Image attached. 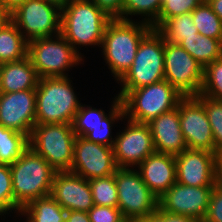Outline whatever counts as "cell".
<instances>
[{
    "label": "cell",
    "mask_w": 222,
    "mask_h": 222,
    "mask_svg": "<svg viewBox=\"0 0 222 222\" xmlns=\"http://www.w3.org/2000/svg\"><path fill=\"white\" fill-rule=\"evenodd\" d=\"M151 26L135 21L111 19L104 31L103 55L108 68L117 81L130 69L142 38Z\"/></svg>",
    "instance_id": "obj_1"
},
{
    "label": "cell",
    "mask_w": 222,
    "mask_h": 222,
    "mask_svg": "<svg viewBox=\"0 0 222 222\" xmlns=\"http://www.w3.org/2000/svg\"><path fill=\"white\" fill-rule=\"evenodd\" d=\"M111 19L92 0H70L61 9L60 34L78 53L76 45L101 47L105 28Z\"/></svg>",
    "instance_id": "obj_2"
},
{
    "label": "cell",
    "mask_w": 222,
    "mask_h": 222,
    "mask_svg": "<svg viewBox=\"0 0 222 222\" xmlns=\"http://www.w3.org/2000/svg\"><path fill=\"white\" fill-rule=\"evenodd\" d=\"M9 167L14 202L20 209L32 200L50 195L57 171L30 147Z\"/></svg>",
    "instance_id": "obj_3"
},
{
    "label": "cell",
    "mask_w": 222,
    "mask_h": 222,
    "mask_svg": "<svg viewBox=\"0 0 222 222\" xmlns=\"http://www.w3.org/2000/svg\"><path fill=\"white\" fill-rule=\"evenodd\" d=\"M118 97L124 106L125 119L148 124L176 108L183 95L164 79L134 90H121Z\"/></svg>",
    "instance_id": "obj_4"
},
{
    "label": "cell",
    "mask_w": 222,
    "mask_h": 222,
    "mask_svg": "<svg viewBox=\"0 0 222 222\" xmlns=\"http://www.w3.org/2000/svg\"><path fill=\"white\" fill-rule=\"evenodd\" d=\"M70 78H39L36 93V124H72L81 103Z\"/></svg>",
    "instance_id": "obj_5"
},
{
    "label": "cell",
    "mask_w": 222,
    "mask_h": 222,
    "mask_svg": "<svg viewBox=\"0 0 222 222\" xmlns=\"http://www.w3.org/2000/svg\"><path fill=\"white\" fill-rule=\"evenodd\" d=\"M75 138L72 124H35L29 137V147L57 172L70 171Z\"/></svg>",
    "instance_id": "obj_6"
},
{
    "label": "cell",
    "mask_w": 222,
    "mask_h": 222,
    "mask_svg": "<svg viewBox=\"0 0 222 222\" xmlns=\"http://www.w3.org/2000/svg\"><path fill=\"white\" fill-rule=\"evenodd\" d=\"M27 56L39 78L68 77L65 71L83 61L61 34L29 41Z\"/></svg>",
    "instance_id": "obj_7"
},
{
    "label": "cell",
    "mask_w": 222,
    "mask_h": 222,
    "mask_svg": "<svg viewBox=\"0 0 222 222\" xmlns=\"http://www.w3.org/2000/svg\"><path fill=\"white\" fill-rule=\"evenodd\" d=\"M164 42L153 28L142 38L132 66L119 80L121 90H134L164 80Z\"/></svg>",
    "instance_id": "obj_8"
},
{
    "label": "cell",
    "mask_w": 222,
    "mask_h": 222,
    "mask_svg": "<svg viewBox=\"0 0 222 222\" xmlns=\"http://www.w3.org/2000/svg\"><path fill=\"white\" fill-rule=\"evenodd\" d=\"M118 194V208L124 218L147 217L158 208V197L132 168H118L114 174Z\"/></svg>",
    "instance_id": "obj_9"
},
{
    "label": "cell",
    "mask_w": 222,
    "mask_h": 222,
    "mask_svg": "<svg viewBox=\"0 0 222 222\" xmlns=\"http://www.w3.org/2000/svg\"><path fill=\"white\" fill-rule=\"evenodd\" d=\"M204 67L179 44L164 42V79L183 96H197Z\"/></svg>",
    "instance_id": "obj_10"
},
{
    "label": "cell",
    "mask_w": 222,
    "mask_h": 222,
    "mask_svg": "<svg viewBox=\"0 0 222 222\" xmlns=\"http://www.w3.org/2000/svg\"><path fill=\"white\" fill-rule=\"evenodd\" d=\"M9 19L28 42L60 34L61 9L44 0H27Z\"/></svg>",
    "instance_id": "obj_11"
},
{
    "label": "cell",
    "mask_w": 222,
    "mask_h": 222,
    "mask_svg": "<svg viewBox=\"0 0 222 222\" xmlns=\"http://www.w3.org/2000/svg\"><path fill=\"white\" fill-rule=\"evenodd\" d=\"M117 169L113 147L76 136L70 172L91 180L113 175Z\"/></svg>",
    "instance_id": "obj_12"
},
{
    "label": "cell",
    "mask_w": 222,
    "mask_h": 222,
    "mask_svg": "<svg viewBox=\"0 0 222 222\" xmlns=\"http://www.w3.org/2000/svg\"><path fill=\"white\" fill-rule=\"evenodd\" d=\"M177 107L187 148L215 153L212 129L203 103L196 96H183Z\"/></svg>",
    "instance_id": "obj_13"
},
{
    "label": "cell",
    "mask_w": 222,
    "mask_h": 222,
    "mask_svg": "<svg viewBox=\"0 0 222 222\" xmlns=\"http://www.w3.org/2000/svg\"><path fill=\"white\" fill-rule=\"evenodd\" d=\"M127 127L115 137L114 158L118 168L137 167L155 152L149 124L127 119Z\"/></svg>",
    "instance_id": "obj_14"
},
{
    "label": "cell",
    "mask_w": 222,
    "mask_h": 222,
    "mask_svg": "<svg viewBox=\"0 0 222 222\" xmlns=\"http://www.w3.org/2000/svg\"><path fill=\"white\" fill-rule=\"evenodd\" d=\"M213 188L186 186L176 182L158 198V206L168 213L189 216L195 220L204 219Z\"/></svg>",
    "instance_id": "obj_15"
},
{
    "label": "cell",
    "mask_w": 222,
    "mask_h": 222,
    "mask_svg": "<svg viewBox=\"0 0 222 222\" xmlns=\"http://www.w3.org/2000/svg\"><path fill=\"white\" fill-rule=\"evenodd\" d=\"M36 119L35 89L0 92V125L30 137Z\"/></svg>",
    "instance_id": "obj_16"
},
{
    "label": "cell",
    "mask_w": 222,
    "mask_h": 222,
    "mask_svg": "<svg viewBox=\"0 0 222 222\" xmlns=\"http://www.w3.org/2000/svg\"><path fill=\"white\" fill-rule=\"evenodd\" d=\"M215 153L187 148L175 156L176 182L194 187H214Z\"/></svg>",
    "instance_id": "obj_17"
},
{
    "label": "cell",
    "mask_w": 222,
    "mask_h": 222,
    "mask_svg": "<svg viewBox=\"0 0 222 222\" xmlns=\"http://www.w3.org/2000/svg\"><path fill=\"white\" fill-rule=\"evenodd\" d=\"M50 196L66 211L88 212L94 206L89 180L70 171L55 173Z\"/></svg>",
    "instance_id": "obj_18"
},
{
    "label": "cell",
    "mask_w": 222,
    "mask_h": 222,
    "mask_svg": "<svg viewBox=\"0 0 222 222\" xmlns=\"http://www.w3.org/2000/svg\"><path fill=\"white\" fill-rule=\"evenodd\" d=\"M155 152L176 156L187 149L178 107L161 114L148 123Z\"/></svg>",
    "instance_id": "obj_19"
},
{
    "label": "cell",
    "mask_w": 222,
    "mask_h": 222,
    "mask_svg": "<svg viewBox=\"0 0 222 222\" xmlns=\"http://www.w3.org/2000/svg\"><path fill=\"white\" fill-rule=\"evenodd\" d=\"M137 168L141 179L158 198L176 183V160L173 155L154 152Z\"/></svg>",
    "instance_id": "obj_20"
},
{
    "label": "cell",
    "mask_w": 222,
    "mask_h": 222,
    "mask_svg": "<svg viewBox=\"0 0 222 222\" xmlns=\"http://www.w3.org/2000/svg\"><path fill=\"white\" fill-rule=\"evenodd\" d=\"M39 81L29 57L0 64V92L11 93L36 89Z\"/></svg>",
    "instance_id": "obj_21"
},
{
    "label": "cell",
    "mask_w": 222,
    "mask_h": 222,
    "mask_svg": "<svg viewBox=\"0 0 222 222\" xmlns=\"http://www.w3.org/2000/svg\"><path fill=\"white\" fill-rule=\"evenodd\" d=\"M28 41L15 24L8 19L0 28V64L27 57Z\"/></svg>",
    "instance_id": "obj_22"
},
{
    "label": "cell",
    "mask_w": 222,
    "mask_h": 222,
    "mask_svg": "<svg viewBox=\"0 0 222 222\" xmlns=\"http://www.w3.org/2000/svg\"><path fill=\"white\" fill-rule=\"evenodd\" d=\"M26 222H65L67 211L50 195L26 204L20 212Z\"/></svg>",
    "instance_id": "obj_23"
},
{
    "label": "cell",
    "mask_w": 222,
    "mask_h": 222,
    "mask_svg": "<svg viewBox=\"0 0 222 222\" xmlns=\"http://www.w3.org/2000/svg\"><path fill=\"white\" fill-rule=\"evenodd\" d=\"M179 45L203 67L222 57V40L213 39L201 34L185 38Z\"/></svg>",
    "instance_id": "obj_24"
},
{
    "label": "cell",
    "mask_w": 222,
    "mask_h": 222,
    "mask_svg": "<svg viewBox=\"0 0 222 222\" xmlns=\"http://www.w3.org/2000/svg\"><path fill=\"white\" fill-rule=\"evenodd\" d=\"M29 147V137L0 125V164L11 165L19 160Z\"/></svg>",
    "instance_id": "obj_25"
},
{
    "label": "cell",
    "mask_w": 222,
    "mask_h": 222,
    "mask_svg": "<svg viewBox=\"0 0 222 222\" xmlns=\"http://www.w3.org/2000/svg\"><path fill=\"white\" fill-rule=\"evenodd\" d=\"M156 30L165 41L173 44H179L183 39L199 34L193 23L191 12L167 18Z\"/></svg>",
    "instance_id": "obj_26"
},
{
    "label": "cell",
    "mask_w": 222,
    "mask_h": 222,
    "mask_svg": "<svg viewBox=\"0 0 222 222\" xmlns=\"http://www.w3.org/2000/svg\"><path fill=\"white\" fill-rule=\"evenodd\" d=\"M124 118V106L120 98L115 96L109 114H106L103 120L97 126L93 127L84 138L101 145L113 147L116 138H112L111 136L112 124H114L115 120H123Z\"/></svg>",
    "instance_id": "obj_27"
},
{
    "label": "cell",
    "mask_w": 222,
    "mask_h": 222,
    "mask_svg": "<svg viewBox=\"0 0 222 222\" xmlns=\"http://www.w3.org/2000/svg\"><path fill=\"white\" fill-rule=\"evenodd\" d=\"M161 8L162 0H125L122 8V20L133 21L128 18L129 15L145 16L141 22L157 29Z\"/></svg>",
    "instance_id": "obj_28"
},
{
    "label": "cell",
    "mask_w": 222,
    "mask_h": 222,
    "mask_svg": "<svg viewBox=\"0 0 222 222\" xmlns=\"http://www.w3.org/2000/svg\"><path fill=\"white\" fill-rule=\"evenodd\" d=\"M191 13L193 23L197 27L199 34L222 40V20L213 12L206 1L196 7Z\"/></svg>",
    "instance_id": "obj_29"
},
{
    "label": "cell",
    "mask_w": 222,
    "mask_h": 222,
    "mask_svg": "<svg viewBox=\"0 0 222 222\" xmlns=\"http://www.w3.org/2000/svg\"><path fill=\"white\" fill-rule=\"evenodd\" d=\"M89 185L94 205L118 207V194L114 174L91 179L89 180Z\"/></svg>",
    "instance_id": "obj_30"
},
{
    "label": "cell",
    "mask_w": 222,
    "mask_h": 222,
    "mask_svg": "<svg viewBox=\"0 0 222 222\" xmlns=\"http://www.w3.org/2000/svg\"><path fill=\"white\" fill-rule=\"evenodd\" d=\"M196 97L203 103L211 125L215 154L222 153V101L201 94Z\"/></svg>",
    "instance_id": "obj_31"
},
{
    "label": "cell",
    "mask_w": 222,
    "mask_h": 222,
    "mask_svg": "<svg viewBox=\"0 0 222 222\" xmlns=\"http://www.w3.org/2000/svg\"><path fill=\"white\" fill-rule=\"evenodd\" d=\"M200 94L222 101V57L204 67Z\"/></svg>",
    "instance_id": "obj_32"
},
{
    "label": "cell",
    "mask_w": 222,
    "mask_h": 222,
    "mask_svg": "<svg viewBox=\"0 0 222 222\" xmlns=\"http://www.w3.org/2000/svg\"><path fill=\"white\" fill-rule=\"evenodd\" d=\"M102 109L81 105L74 116L72 128L76 136H85L93 127L97 126L106 116Z\"/></svg>",
    "instance_id": "obj_33"
},
{
    "label": "cell",
    "mask_w": 222,
    "mask_h": 222,
    "mask_svg": "<svg viewBox=\"0 0 222 222\" xmlns=\"http://www.w3.org/2000/svg\"><path fill=\"white\" fill-rule=\"evenodd\" d=\"M15 210L18 214L21 209L15 204L12 190V174L9 165L0 164V215Z\"/></svg>",
    "instance_id": "obj_34"
},
{
    "label": "cell",
    "mask_w": 222,
    "mask_h": 222,
    "mask_svg": "<svg viewBox=\"0 0 222 222\" xmlns=\"http://www.w3.org/2000/svg\"><path fill=\"white\" fill-rule=\"evenodd\" d=\"M205 0H162V8L158 17V27L167 19L192 12Z\"/></svg>",
    "instance_id": "obj_35"
},
{
    "label": "cell",
    "mask_w": 222,
    "mask_h": 222,
    "mask_svg": "<svg viewBox=\"0 0 222 222\" xmlns=\"http://www.w3.org/2000/svg\"><path fill=\"white\" fill-rule=\"evenodd\" d=\"M88 215L91 222H121L124 219L118 207L94 205Z\"/></svg>",
    "instance_id": "obj_36"
},
{
    "label": "cell",
    "mask_w": 222,
    "mask_h": 222,
    "mask_svg": "<svg viewBox=\"0 0 222 222\" xmlns=\"http://www.w3.org/2000/svg\"><path fill=\"white\" fill-rule=\"evenodd\" d=\"M206 222H222V191L213 188L207 213L204 217Z\"/></svg>",
    "instance_id": "obj_37"
},
{
    "label": "cell",
    "mask_w": 222,
    "mask_h": 222,
    "mask_svg": "<svg viewBox=\"0 0 222 222\" xmlns=\"http://www.w3.org/2000/svg\"><path fill=\"white\" fill-rule=\"evenodd\" d=\"M102 11L112 19L122 20V8L125 0H92Z\"/></svg>",
    "instance_id": "obj_38"
},
{
    "label": "cell",
    "mask_w": 222,
    "mask_h": 222,
    "mask_svg": "<svg viewBox=\"0 0 222 222\" xmlns=\"http://www.w3.org/2000/svg\"><path fill=\"white\" fill-rule=\"evenodd\" d=\"M214 188L222 191V153L215 155L214 160Z\"/></svg>",
    "instance_id": "obj_39"
},
{
    "label": "cell",
    "mask_w": 222,
    "mask_h": 222,
    "mask_svg": "<svg viewBox=\"0 0 222 222\" xmlns=\"http://www.w3.org/2000/svg\"><path fill=\"white\" fill-rule=\"evenodd\" d=\"M27 0H0V8L10 16Z\"/></svg>",
    "instance_id": "obj_40"
},
{
    "label": "cell",
    "mask_w": 222,
    "mask_h": 222,
    "mask_svg": "<svg viewBox=\"0 0 222 222\" xmlns=\"http://www.w3.org/2000/svg\"><path fill=\"white\" fill-rule=\"evenodd\" d=\"M65 222H91L88 212L84 211H67Z\"/></svg>",
    "instance_id": "obj_41"
},
{
    "label": "cell",
    "mask_w": 222,
    "mask_h": 222,
    "mask_svg": "<svg viewBox=\"0 0 222 222\" xmlns=\"http://www.w3.org/2000/svg\"><path fill=\"white\" fill-rule=\"evenodd\" d=\"M130 222H163V210L158 206L157 210L147 217L130 219Z\"/></svg>",
    "instance_id": "obj_42"
},
{
    "label": "cell",
    "mask_w": 222,
    "mask_h": 222,
    "mask_svg": "<svg viewBox=\"0 0 222 222\" xmlns=\"http://www.w3.org/2000/svg\"><path fill=\"white\" fill-rule=\"evenodd\" d=\"M195 219L178 214L168 213L163 210V222H194Z\"/></svg>",
    "instance_id": "obj_43"
},
{
    "label": "cell",
    "mask_w": 222,
    "mask_h": 222,
    "mask_svg": "<svg viewBox=\"0 0 222 222\" xmlns=\"http://www.w3.org/2000/svg\"><path fill=\"white\" fill-rule=\"evenodd\" d=\"M213 12L222 20V0H205Z\"/></svg>",
    "instance_id": "obj_44"
},
{
    "label": "cell",
    "mask_w": 222,
    "mask_h": 222,
    "mask_svg": "<svg viewBox=\"0 0 222 222\" xmlns=\"http://www.w3.org/2000/svg\"><path fill=\"white\" fill-rule=\"evenodd\" d=\"M62 9L70 0H44Z\"/></svg>",
    "instance_id": "obj_45"
},
{
    "label": "cell",
    "mask_w": 222,
    "mask_h": 222,
    "mask_svg": "<svg viewBox=\"0 0 222 222\" xmlns=\"http://www.w3.org/2000/svg\"><path fill=\"white\" fill-rule=\"evenodd\" d=\"M9 19V16L0 8V28Z\"/></svg>",
    "instance_id": "obj_46"
},
{
    "label": "cell",
    "mask_w": 222,
    "mask_h": 222,
    "mask_svg": "<svg viewBox=\"0 0 222 222\" xmlns=\"http://www.w3.org/2000/svg\"><path fill=\"white\" fill-rule=\"evenodd\" d=\"M121 222H130V219L124 218Z\"/></svg>",
    "instance_id": "obj_47"
},
{
    "label": "cell",
    "mask_w": 222,
    "mask_h": 222,
    "mask_svg": "<svg viewBox=\"0 0 222 222\" xmlns=\"http://www.w3.org/2000/svg\"><path fill=\"white\" fill-rule=\"evenodd\" d=\"M194 222H206L204 219L195 220Z\"/></svg>",
    "instance_id": "obj_48"
}]
</instances>
